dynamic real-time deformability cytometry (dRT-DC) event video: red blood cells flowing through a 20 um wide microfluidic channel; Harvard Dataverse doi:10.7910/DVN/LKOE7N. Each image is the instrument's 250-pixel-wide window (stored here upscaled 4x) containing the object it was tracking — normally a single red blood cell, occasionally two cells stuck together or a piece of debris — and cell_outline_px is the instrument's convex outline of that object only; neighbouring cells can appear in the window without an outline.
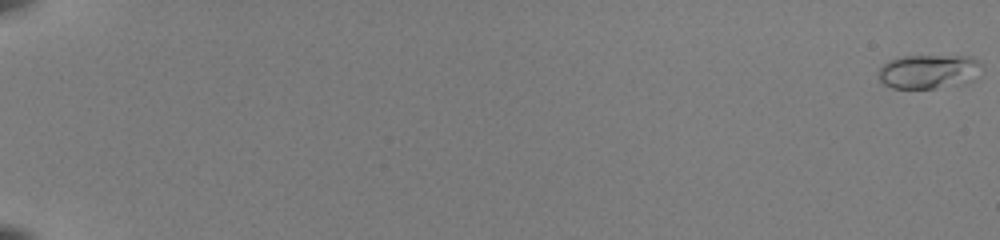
{"species": "common noctule bat (a hibernating species)", "species_latin": "Nyctalus noctula", "temperature_condition": "room temperature", "stored_images_in_passage": 54, "camera_frame_rate_fps": 3000, "um_per_image_px": 0.085, "animal": {"sex": "female", "body_mass_g": 22.0, "forearm_length_mm": 56.7}, "frame": {"image": 1, "passage_image": 1, "time_ms": 0.0, "image_size_px": [1000, 240], "cell_outline_px": [[980, 64], [932, 88], [892, 88], [884, 84], [880, 80], [880, 68], [888, 60], [896, 56], [972, 56]], "centroid_in_image_um": [78.51, 5.99], "position_along_channel_um": 6.5, "area_um2": 17.86}}
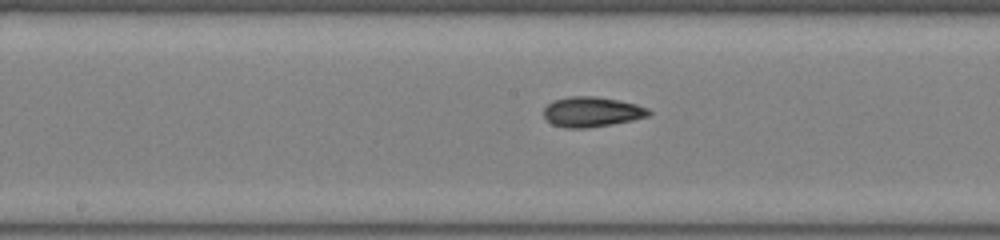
{"frame": {"image": 2, "passage_image": 32, "time_ms": 10.333, "image_size_px": [1000, 240], "cell_outline_px": [[652, 112], [648, 116], [632, 120], [612, 124], [584, 128], [564, 128], [552, 124], [544, 116], [544, 108], [552, 100], [568, 96], [596, 96], [636, 104], [648, 108]], "centroid_in_image_um": [50.28, 9.5], "position_along_channel_um": 197.9, "area_um2": 18.38}}
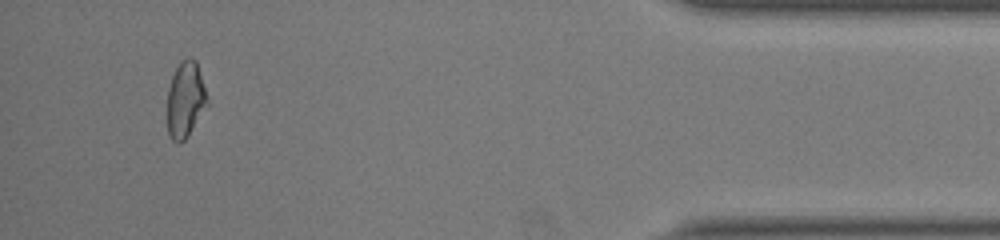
{"frame": {"image": 3, "passage_image": 52, "time_ms": 17.0, "image_size_px": [1000, 240], "cell_outline_px": [[208, 104], [188, 136], [180, 144], [172, 140], [168, 136], [168, 88], [172, 76], [180, 60], [188, 56], [192, 56], [196, 60], [208, 96]], "centroid_in_image_um": [15.77, 8.44], "position_along_channel_um": 419.4, "area_um2": 17.92}, "authors_computed_cell_mechanics": {"area_um2": 17.6001, "velocity_mm_per_s": 4.0361, "shape_relaxation_time_tau1_ms": 8.221, "shape_relaxation_time_tau2_ms": 1.8769, "deformation_change_tau1": 0.2133, "deformation_change_tau2": 0.0745}}